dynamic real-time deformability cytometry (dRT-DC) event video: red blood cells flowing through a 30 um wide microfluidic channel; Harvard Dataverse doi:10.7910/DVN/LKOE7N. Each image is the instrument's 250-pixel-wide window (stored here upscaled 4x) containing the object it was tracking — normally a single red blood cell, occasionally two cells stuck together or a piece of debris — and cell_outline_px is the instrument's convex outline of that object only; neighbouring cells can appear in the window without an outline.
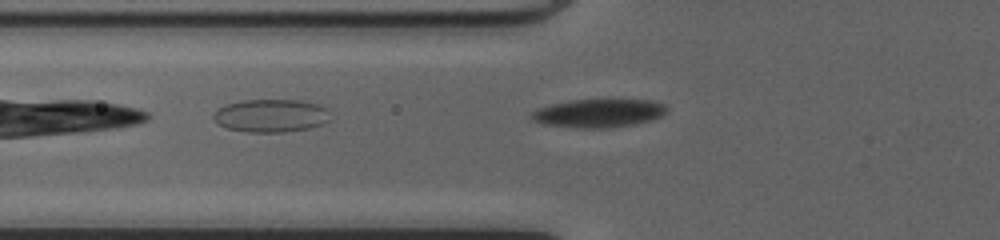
{"species": "common noctule bat (a hibernating species)", "species_latin": "Nyctalus noctula", "temperature_condition": "cold", "stored_images_in_passage": 4, "camera_frame_rate_fps": 3000, "um_per_image_px": 0.085, "animal": {"sex": "female", "body_mass_g": 20.0, "forearm_length_mm": 54.0}, "frame": {"image": 1, "passage_image": 4, "time_ms": 1.0, "image_size_px": [1000, 240], "cell_outline_px": [[668, 112], [652, 120], [636, 124], [608, 128], [576, 128], [544, 124], [532, 120], [528, 116], [536, 108], [568, 100], [652, 100], [664, 104], [668, 108]], "centroid_in_image_um": [50.87, 9.62], "position_along_channel_um": 74.9, "area_um2": 22.6}}